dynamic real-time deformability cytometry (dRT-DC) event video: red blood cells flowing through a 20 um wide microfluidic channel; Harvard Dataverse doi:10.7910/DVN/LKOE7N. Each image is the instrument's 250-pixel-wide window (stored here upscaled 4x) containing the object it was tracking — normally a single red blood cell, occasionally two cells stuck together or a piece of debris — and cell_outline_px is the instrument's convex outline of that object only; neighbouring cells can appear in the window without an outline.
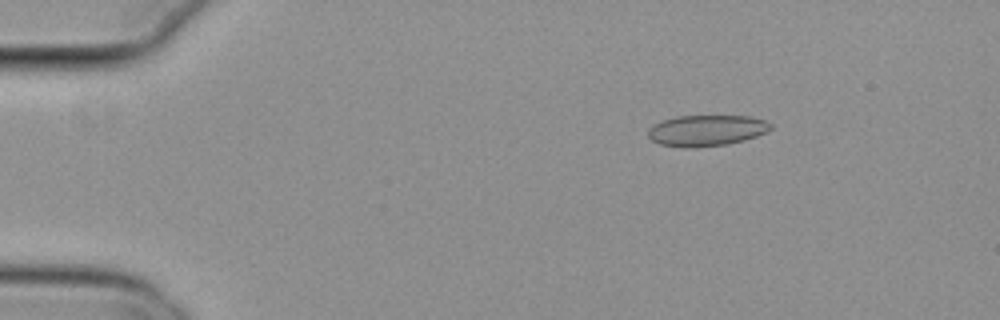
{"species": "common noctule bat (a hibernating species)", "species_latin": "Nyctalus noctula", "temperature_condition": "cold", "stored_images_in_passage": 46, "camera_frame_rate_fps": 3000, "um_per_image_px": 0.085, "animal": {"sex": "female", "body_mass_g": 29.2, "forearm_length_mm": 56.3}, "frame": {"image": 1, "passage_image": 8, "time_ms": 2.333, "image_size_px": [1000, 320], "cell_outline_px": [[772, 128], [756, 136], [744, 140], [728, 144], [692, 148], [684, 148], [660, 144], [652, 140], [648, 136], [648, 128], [652, 124], [664, 120], [680, 116], [748, 116], [764, 120], [772, 124]], "centroid_in_image_um": [60.03, 11.1], "position_along_channel_um": 25.0, "area_um2": 22.14}}
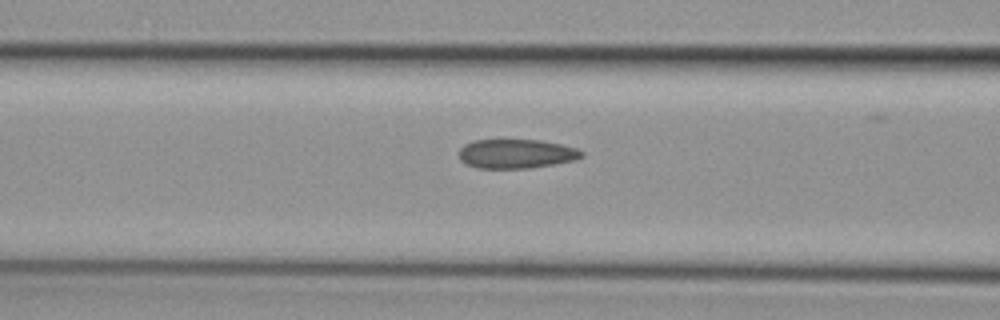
{"frame": {"image": 2, "passage_image": 22, "time_ms": 7.0, "image_size_px": [1000, 320], "cell_outline_px": [[584, 156], [576, 160], [528, 168], [476, 168], [460, 160], [460, 148], [464, 144], [472, 140], [540, 140], [560, 144], [576, 148], [584, 152]], "centroid_in_image_um": [43.89, 13.06], "position_along_channel_um": 122.7, "area_um2": 20.81}}
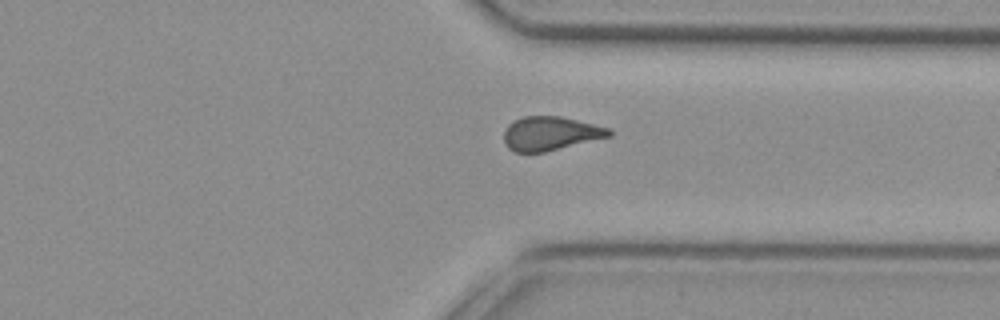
{"frame": {"image": 3, "passage_image": 41, "time_ms": 13.333, "image_size_px": [1000, 320], "cell_outline_px": [[612, 136], [544, 152], [516, 152], [508, 148], [504, 140], [504, 132], [508, 124], [524, 116], [560, 116], [608, 128], [612, 132]], "centroid_in_image_um": [46.77, 11.35], "position_along_channel_um": 364.6, "area_um2": 20.52}}